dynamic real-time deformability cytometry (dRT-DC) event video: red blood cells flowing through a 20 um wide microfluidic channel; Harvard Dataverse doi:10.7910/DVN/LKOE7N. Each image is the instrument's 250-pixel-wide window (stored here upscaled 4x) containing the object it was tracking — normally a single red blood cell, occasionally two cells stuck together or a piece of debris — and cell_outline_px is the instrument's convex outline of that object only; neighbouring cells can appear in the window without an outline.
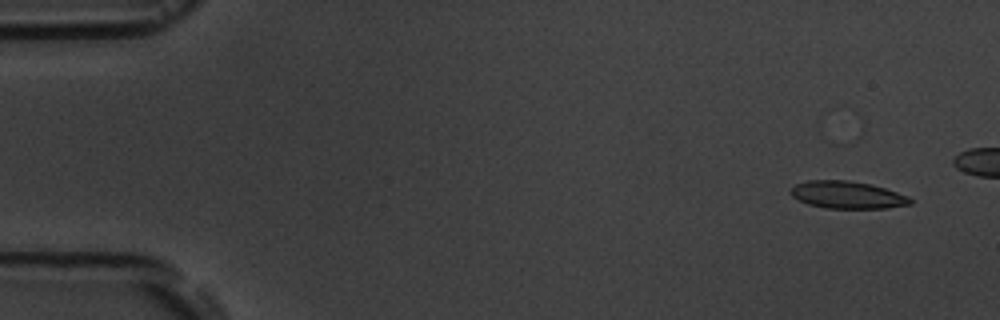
{"species": "common noctule bat (a hibernating species)", "species_latin": "Nyctalus noctula", "temperature_condition": "room temperature", "stored_images_in_passage": 5, "camera_frame_rate_fps": 3000, "um_per_image_px": 0.085, "animal": {"sex": "male", "body_mass_g": 19.5, "forearm_length_mm": 54.6}, "frame": {"image": 1, "passage_image": 2, "time_ms": 1.667, "image_size_px": [1000, 320], "cell_outline_px": [[912, 204], [888, 208], [824, 208], [808, 204], [792, 196], [788, 192], [796, 184], [808, 180], [848, 180], [872, 184], [908, 196], [912, 200]], "centroid_in_image_um": [72.02, 16.56], "position_along_channel_um": 13.0, "area_um2": 19.07}}
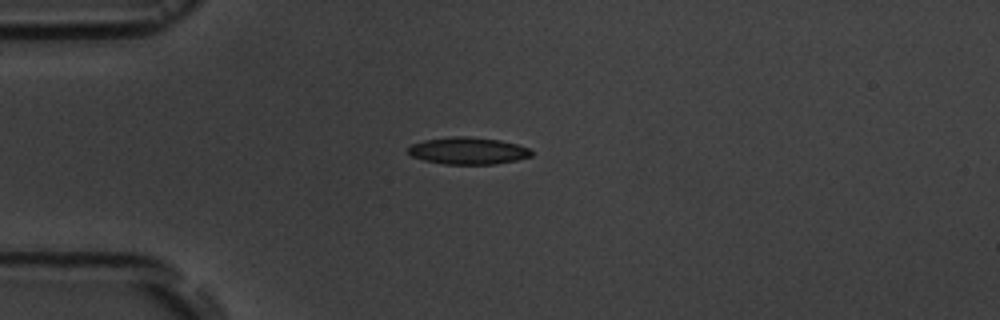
{"frame": {"image": 2, "passage_image": 5, "time_ms": 7.667, "image_size_px": [1000, 320], "cell_outline_px": [[532, 156], [516, 160], [496, 164], [444, 164], [424, 160], [412, 156], [408, 152], [408, 148], [412, 144], [424, 140], [456, 136], [464, 136], [500, 140], [516, 144], [528, 148], [532, 152]], "centroid_in_image_um": [39.78, 12.82], "position_along_channel_um": 45.2, "area_um2": 19.25}}